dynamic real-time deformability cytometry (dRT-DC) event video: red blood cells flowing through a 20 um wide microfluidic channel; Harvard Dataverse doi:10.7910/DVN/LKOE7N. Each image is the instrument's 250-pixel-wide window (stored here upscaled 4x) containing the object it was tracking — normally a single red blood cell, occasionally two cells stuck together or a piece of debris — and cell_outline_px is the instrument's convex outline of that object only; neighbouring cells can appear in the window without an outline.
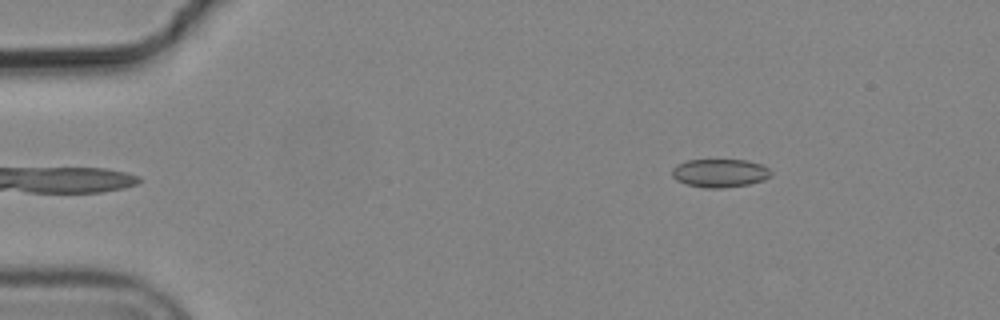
{"species": "common noctule bat (a hibernating species)", "species_latin": "Nyctalus noctula", "temperature_condition": "cold", "stored_images_in_passage": 6, "segment_of_instrument_passage": [2, 2], "camera_frame_rate_fps": 3000, "um_per_image_px": 0.085, "animal": {"sex": "male", "body_mass_g": 19.2, "forearm_length_mm": 51.8}, "frame": {"image": 1, "passage_image": 6, "time_ms": 1.667, "image_size_px": [1000, 320], "cell_outline_px": [[772, 176], [764, 180], [748, 184], [724, 188], [704, 188], [688, 184], [676, 180], [672, 176], [672, 168], [688, 160], [748, 160], [760, 164], [768, 168], [772, 172]], "centroid_in_image_um": [61.22, 14.71], "position_along_channel_um": 23.8, "area_um2": 16.3}}